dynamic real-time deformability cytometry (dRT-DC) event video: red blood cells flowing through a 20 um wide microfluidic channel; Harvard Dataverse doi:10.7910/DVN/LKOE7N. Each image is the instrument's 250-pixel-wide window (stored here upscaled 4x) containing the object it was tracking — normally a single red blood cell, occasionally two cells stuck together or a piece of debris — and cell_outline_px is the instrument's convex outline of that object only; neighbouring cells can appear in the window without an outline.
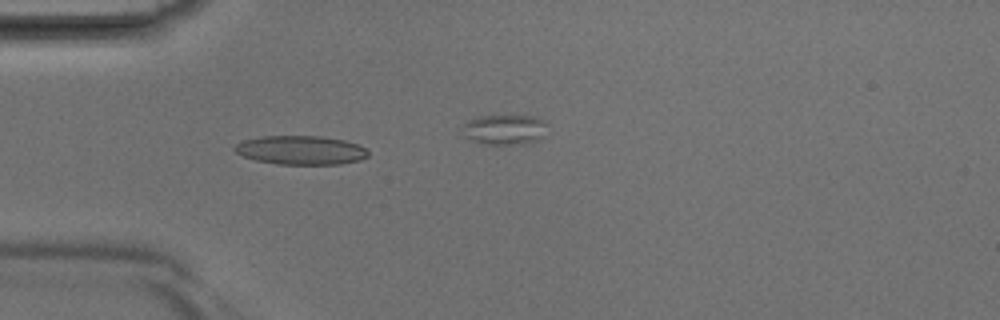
{"species": "Egyptian fruit bat (a non-hibernating species)", "species_latin": "Rousettus aegyptiacus", "temperature_condition": "room temperature", "stored_images_in_passage": 24, "camera_frame_rate_fps": 3000, "um_per_image_px": 0.085, "animal": {"sex": "male"}, "frame": {"image": 1, "passage_image": 11, "time_ms": 3.333, "image_size_px": [1000, 320], "cell_outline_px": [[368, 156], [360, 160], [340, 164], [276, 164], [256, 160], [244, 156], [236, 152], [232, 148], [236, 144], [244, 140], [264, 136], [320, 136], [344, 140], [368, 148]], "centroid_in_image_um": [25.58, 12.76], "position_along_channel_um": 59.4, "area_um2": 22.43}}
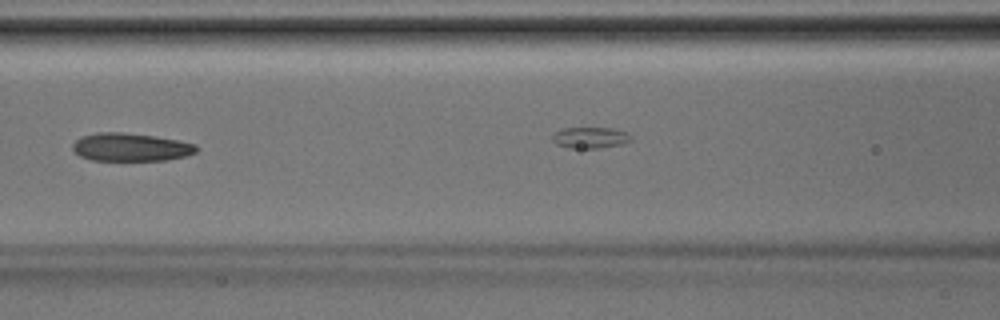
{"frame": {"image": 2, "passage_image": 17, "time_ms": 5.333, "image_size_px": [1000, 320], "cell_outline_px": [[196, 152], [184, 156], [168, 160], [92, 160], [80, 156], [72, 148], [72, 144], [80, 136], [96, 132], [124, 132], [156, 136], [196, 144]], "centroid_in_image_um": [11.07, 12.5], "position_along_channel_um": 155.5, "area_um2": 20.23}}